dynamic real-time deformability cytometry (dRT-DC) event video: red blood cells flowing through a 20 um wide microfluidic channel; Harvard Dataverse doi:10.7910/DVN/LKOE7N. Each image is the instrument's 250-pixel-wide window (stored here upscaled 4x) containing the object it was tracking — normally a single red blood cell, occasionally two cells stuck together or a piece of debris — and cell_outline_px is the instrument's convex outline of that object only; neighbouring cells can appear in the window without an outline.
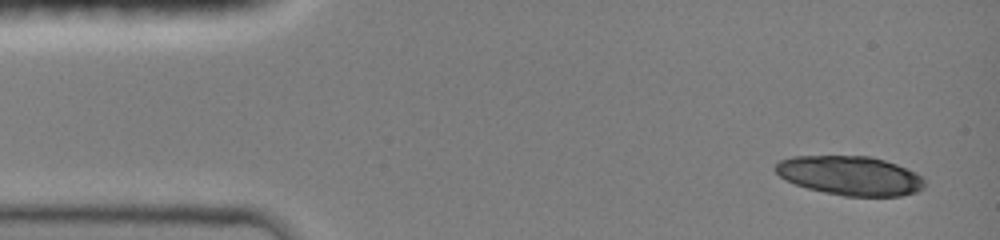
{"species": "common noctule bat (a hibernating species)", "species_latin": "Nyctalus noctula", "temperature_condition": "room temperature", "stored_images_in_passage": 14, "camera_frame_rate_fps": 3000, "um_per_image_px": 0.085, "animal": {"sex": "female", "body_mass_g": 19.0, "forearm_length_mm": 51.5}, "frame": {"image": 1, "passage_image": 3, "time_ms": 0.667, "image_size_px": [1000, 240], "cell_outline_px": [[924, 188], [916, 192], [900, 196], [844, 196], [824, 192], [808, 188], [784, 180], [772, 168], [780, 160], [792, 156], [868, 156], [884, 160], [896, 164], [916, 172], [924, 180]], "centroid_in_image_um": [72.24, 14.93], "position_along_channel_um": 12.8, "area_um2": 34.1}}